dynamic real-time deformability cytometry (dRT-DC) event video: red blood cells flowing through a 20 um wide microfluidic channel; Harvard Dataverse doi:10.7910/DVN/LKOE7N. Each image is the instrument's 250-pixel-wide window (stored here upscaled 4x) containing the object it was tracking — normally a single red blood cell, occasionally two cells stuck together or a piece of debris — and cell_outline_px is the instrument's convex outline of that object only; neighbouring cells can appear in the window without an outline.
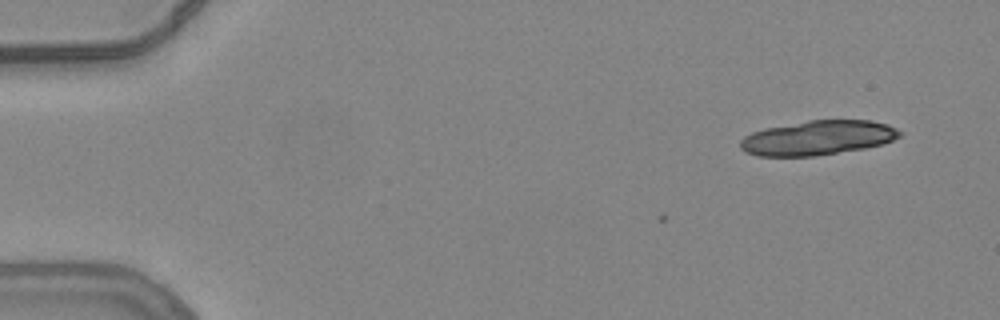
{"species": "common noctule bat (a hibernating species)", "species_latin": "Nyctalus noctula", "temperature_condition": "warm", "stored_images_in_passage": 9, "camera_frame_rate_fps": 3000, "um_per_image_px": 0.085, "animal": {"sex": "female", "body_mass_g": 24.6, "forearm_length_mm": 56.2}, "frame": {"image": 1, "passage_image": 1, "time_ms": 0.0, "image_size_px": [1000, 320], "cell_outline_px": [[900, 136], [884, 144], [864, 148], [812, 156], [756, 156], [740, 148], [740, 140], [744, 136], [752, 132], [764, 128], [808, 120], [868, 120], [888, 124], [896, 128], [900, 132]], "centroid_in_image_um": [69.49, 11.71], "position_along_channel_um": 15.5, "area_um2": 31.96}}